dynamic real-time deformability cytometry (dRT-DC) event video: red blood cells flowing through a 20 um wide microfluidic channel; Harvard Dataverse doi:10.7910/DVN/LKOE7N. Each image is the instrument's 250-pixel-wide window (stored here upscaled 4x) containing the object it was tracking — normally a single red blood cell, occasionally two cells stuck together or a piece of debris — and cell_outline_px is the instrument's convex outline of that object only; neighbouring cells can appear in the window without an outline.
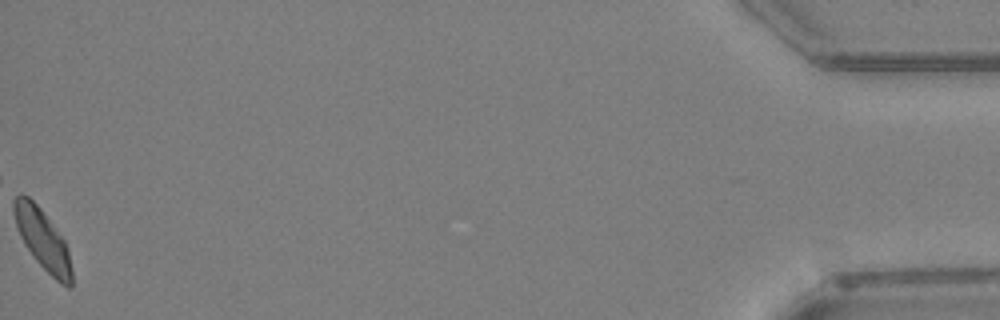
{"species": "Egyptian fruit bat (a non-hibernating species)", "species_latin": "Rousettus aegyptiacus", "temperature_condition": "warm", "stored_images_in_passage": 40, "camera_frame_rate_fps": 3000, "um_per_image_px": 0.085, "animal": {"sex": "female"}, "frame": {"image": 1, "passage_image": 40, "time_ms": 13.0, "image_size_px": [1000, 320], "cell_outline_px": [[72, 288], [68, 288], [60, 284], [36, 260], [24, 244], [20, 236], [16, 224], [12, 208], [12, 200], [16, 196], [28, 196], [40, 208], [64, 240], [68, 248], [72, 268]], "centroid_in_image_um": [3.64, 20.39], "position_along_channel_um": 431.6, "area_um2": 20.11}}